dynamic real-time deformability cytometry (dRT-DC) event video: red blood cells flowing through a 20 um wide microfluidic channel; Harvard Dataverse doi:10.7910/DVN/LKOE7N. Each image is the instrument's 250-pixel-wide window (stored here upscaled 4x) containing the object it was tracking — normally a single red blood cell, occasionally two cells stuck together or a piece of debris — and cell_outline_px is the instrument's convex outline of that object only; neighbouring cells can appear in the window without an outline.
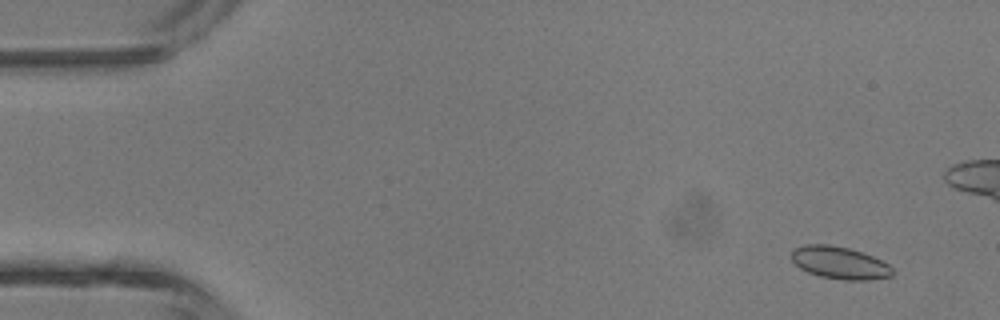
{"species": "common noctule bat (a hibernating species)", "species_latin": "Nyctalus noctula", "temperature_condition": "room temperature", "stored_images_in_passage": 7, "camera_frame_rate_fps": 3000, "um_per_image_px": 0.085, "animal": {"sex": "male", "body_mass_g": 13.3}, "frame": {"image": 1, "passage_image": 2, "time_ms": 1.0, "image_size_px": [1000, 320], "cell_outline_px": [[896, 272], [892, 276], [868, 280], [844, 280], [820, 276], [808, 272], [800, 268], [792, 260], [792, 252], [796, 248], [808, 244], [828, 244], [848, 248], [872, 256], [888, 264]], "centroid_in_image_um": [71.4, 22.35], "position_along_channel_um": 13.6, "area_um2": 18.9}}
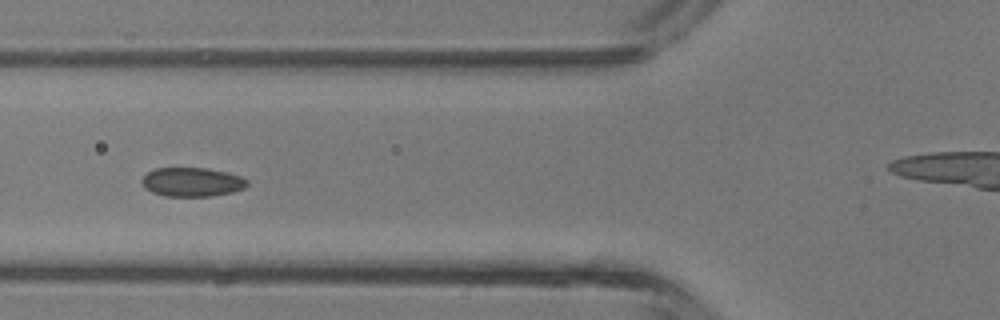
{"frame": {"image": 2, "passage_image": 6, "time_ms": 5.667, "image_size_px": [1000, 320], "cell_outline_px": [[248, 184], [244, 188], [232, 192], [212, 196], [164, 196], [152, 192], [144, 188], [140, 180], [148, 172], [156, 168], [208, 168], [228, 172], [240, 176], [248, 180]], "centroid_in_image_um": [16.32, 15.47], "position_along_channel_um": 109.5, "area_um2": 17.92}}